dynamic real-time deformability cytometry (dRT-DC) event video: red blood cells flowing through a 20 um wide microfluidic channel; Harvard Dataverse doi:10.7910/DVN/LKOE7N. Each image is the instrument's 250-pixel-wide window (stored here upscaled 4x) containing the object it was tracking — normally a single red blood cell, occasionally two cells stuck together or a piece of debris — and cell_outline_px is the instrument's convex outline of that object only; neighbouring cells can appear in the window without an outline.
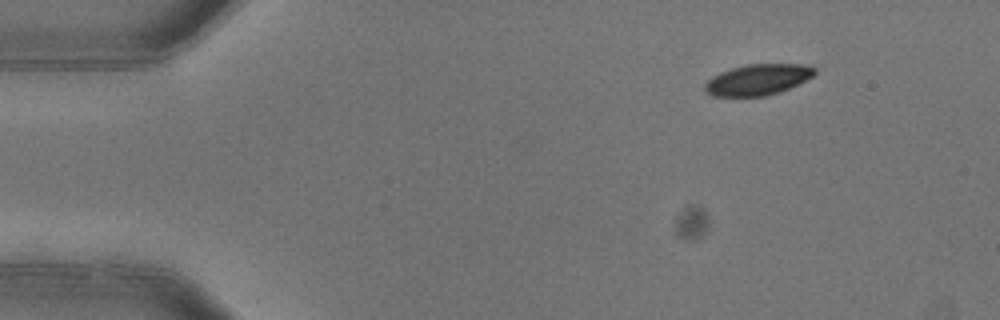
{"species": "common noctule bat (a hibernating species)", "species_latin": "Nyctalus noctula", "temperature_condition": "warm", "stored_images_in_passage": 5, "camera_frame_rate_fps": 3000, "um_per_image_px": 0.085, "animal": {"sex": "female"}, "frame": {"image": 1, "passage_image": 1, "time_ms": 0.0, "image_size_px": [1000, 320], "cell_outline_px": [[816, 72], [812, 76], [780, 92], [764, 96], [712, 96], [704, 92], [704, 84], [712, 76], [720, 72], [744, 64], [812, 64], [816, 68]], "centroid_in_image_um": [64.39, 6.76], "position_along_channel_um": 20.6, "area_um2": 19.88}}
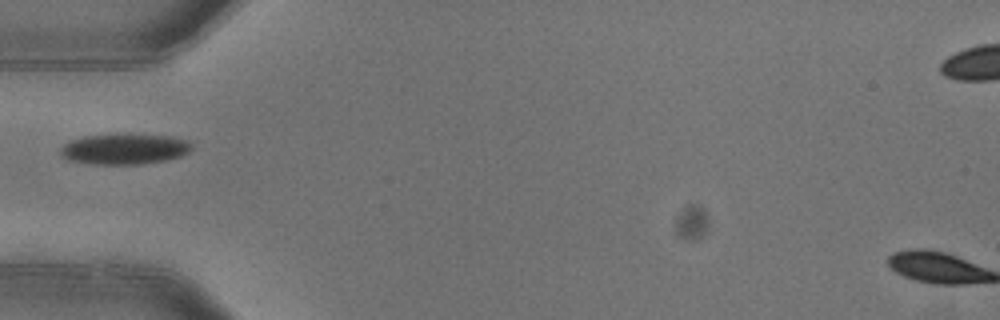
{"frame": {"image": 2, "passage_image": 4, "time_ms": 1.0, "image_size_px": [1000, 320], "cell_outline_px": [[192, 148], [188, 152], [180, 156], [168, 160], [140, 164], [92, 164], [68, 160], [60, 156], [60, 148], [64, 144], [72, 140], [84, 136], [172, 136], [188, 140], [192, 144]], "centroid_in_image_um": [10.58, 12.7], "position_along_channel_um": 74.4, "area_um2": 22.89}}